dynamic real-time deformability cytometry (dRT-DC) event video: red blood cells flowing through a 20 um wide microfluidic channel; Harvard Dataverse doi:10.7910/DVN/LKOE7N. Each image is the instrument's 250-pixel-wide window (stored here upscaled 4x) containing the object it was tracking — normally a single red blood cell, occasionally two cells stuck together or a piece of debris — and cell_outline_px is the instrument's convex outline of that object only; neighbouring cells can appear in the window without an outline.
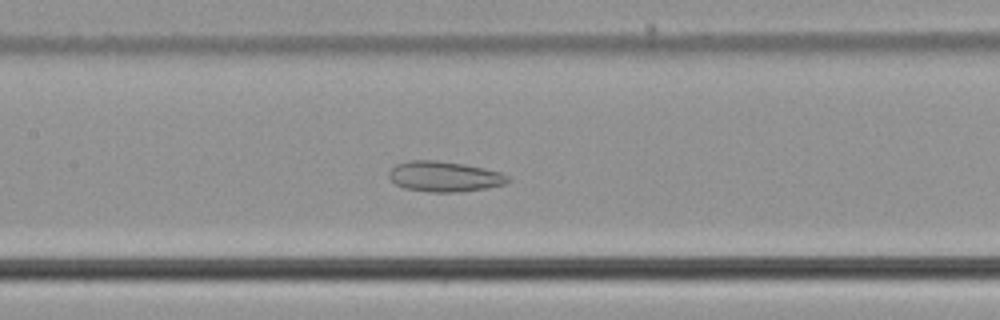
{"species": "common noctule bat (a hibernating species)", "species_latin": "Nyctalus noctula", "temperature_condition": "cold", "stored_images_in_passage": 53, "camera_frame_rate_fps": 3000, "um_per_image_px": 0.085, "animal": {"sex": "male", "body_mass_g": 21.5, "forearm_length_mm": 52.0}, "frame": {"image": 1, "passage_image": 24, "time_ms": 7.667, "image_size_px": [1000, 320], "cell_outline_px": [[512, 180], [504, 184], [488, 188], [452, 192], [428, 192], [404, 188], [396, 184], [388, 176], [388, 172], [396, 164], [408, 160], [436, 160], [464, 164], [484, 168], [500, 172], [508, 176]], "centroid_in_image_um": [37.76, 15.0], "position_along_channel_um": 169.6, "area_um2": 21.1}}
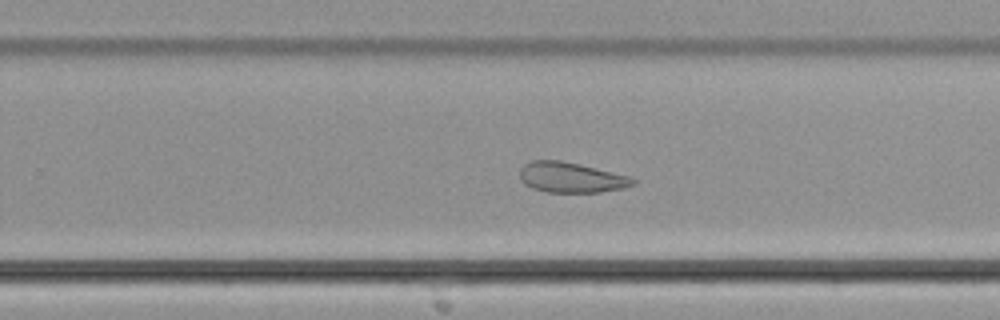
{"frame": {"image": 2, "passage_image": 33, "time_ms": 10.667, "image_size_px": [1000, 320], "cell_outline_px": [[636, 184], [624, 188], [600, 192], [544, 192], [532, 188], [524, 184], [520, 176], [520, 168], [524, 164], [532, 160], [560, 160], [632, 176], [636, 180]], "centroid_in_image_um": [48.56, 15.09], "position_along_channel_um": 281.2, "area_um2": 20.11}}
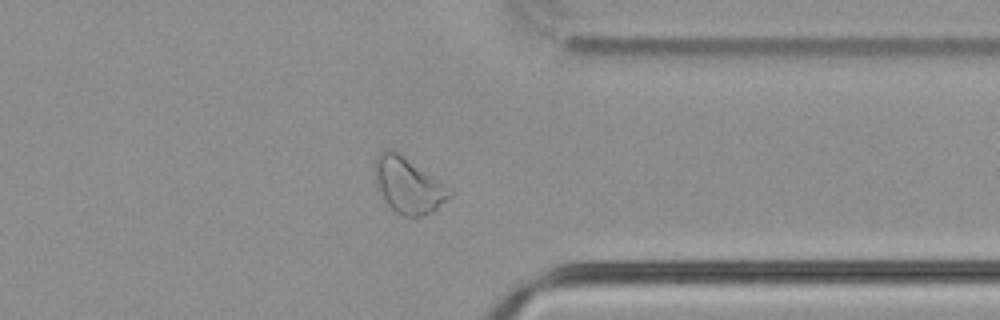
{"frame": {"image": 3, "passage_image": 41, "time_ms": 13.333, "image_size_px": [1000, 320], "cell_outline_px": [[452, 196], [432, 212], [424, 216], [400, 216], [384, 200], [376, 188], [376, 156], [380, 152], [388, 148], [392, 148], [452, 188]], "centroid_in_image_um": [34.72, 15.76], "position_along_channel_um": 376.7, "area_um2": 24.33}, "authors_computed_cell_mechanics": {"area_um2": 26.1834, "velocity_mm_per_s": 3.7269, "shape_relaxation_time_tau1_ms": null, "shape_relaxation_time_tau2_ms": 2.5406, "deformation_change_tau1": null, "deformation_change_tau2": 0.0914}}